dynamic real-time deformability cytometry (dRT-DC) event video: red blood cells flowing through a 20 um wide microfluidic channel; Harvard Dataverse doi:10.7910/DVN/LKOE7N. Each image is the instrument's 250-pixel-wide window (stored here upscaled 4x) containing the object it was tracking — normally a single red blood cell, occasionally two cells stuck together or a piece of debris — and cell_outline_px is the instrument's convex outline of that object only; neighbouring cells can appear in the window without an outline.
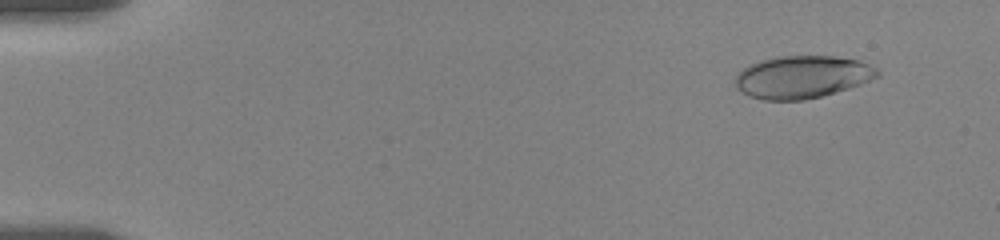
{"species": "human", "species_latin": "Homo sapiens", "temperature_condition": "room temperature", "stored_images_in_passage": 57, "camera_frame_rate_fps": 3000, "um_per_image_px": 0.085, "donor": {"sex": "female"}, "frame": {"image": 1, "passage_image": 5, "time_ms": 1.333, "image_size_px": [1000, 240], "cell_outline_px": [[880, 76], [860, 84], [848, 88], [820, 96], [804, 100], [764, 100], [748, 96], [736, 88], [736, 76], [748, 64], [760, 60], [776, 56], [832, 56], [860, 60], [876, 68], [880, 72]], "centroid_in_image_um": [68.18, 6.53], "position_along_channel_um": 16.8, "area_um2": 35.2}}
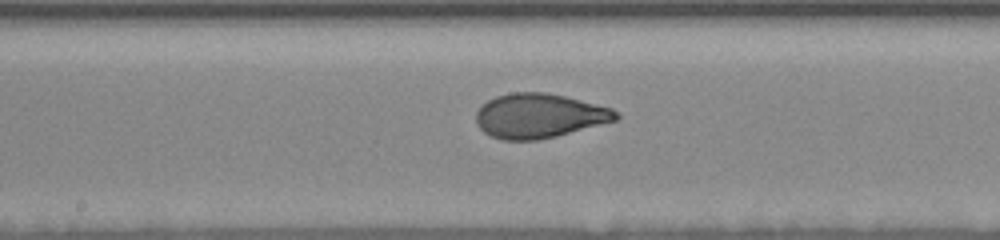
{"frame": {"image": 2, "passage_image": 31, "time_ms": 10.0, "image_size_px": [1000, 240], "cell_outline_px": [[620, 116], [616, 120], [556, 136], [536, 140], [500, 140], [484, 132], [476, 124], [476, 112], [480, 104], [496, 96], [512, 92], [544, 92], [564, 96], [612, 108]], "centroid_in_image_um": [45.78, 9.84], "position_along_channel_um": 202.4, "area_um2": 36.13}}
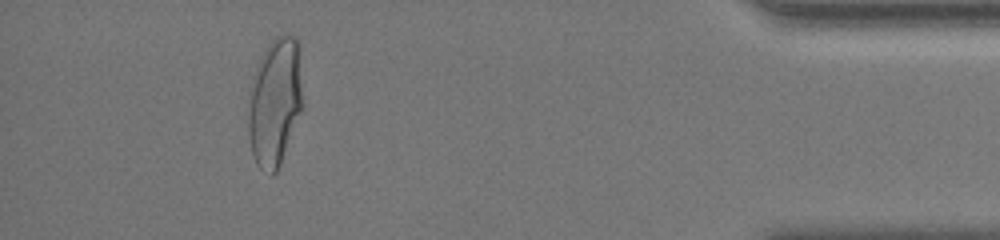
{"frame": {"image": 3, "passage_image": 53, "time_ms": 17.333, "image_size_px": [1000, 240], "cell_outline_px": [[304, 104], [280, 164], [276, 172], [272, 176], [260, 168], [252, 152], [248, 136], [248, 92], [252, 76], [260, 56], [264, 48], [276, 36], [284, 32], [288, 32], [296, 36], [300, 40]], "centroid_in_image_um": [23.39, 8.54], "position_along_channel_um": 411.8, "area_um2": 42.02}, "authors_computed_cell_mechanics": {"area_um2": 36.125, "velocity_mm_per_s": 3.5257, "shape_relaxation_time_tau1_ms": 4.4906, "shape_relaxation_time_tau2_ms": null, "deformation_change_tau1": 0.1898, "deformation_change_tau2": null}}